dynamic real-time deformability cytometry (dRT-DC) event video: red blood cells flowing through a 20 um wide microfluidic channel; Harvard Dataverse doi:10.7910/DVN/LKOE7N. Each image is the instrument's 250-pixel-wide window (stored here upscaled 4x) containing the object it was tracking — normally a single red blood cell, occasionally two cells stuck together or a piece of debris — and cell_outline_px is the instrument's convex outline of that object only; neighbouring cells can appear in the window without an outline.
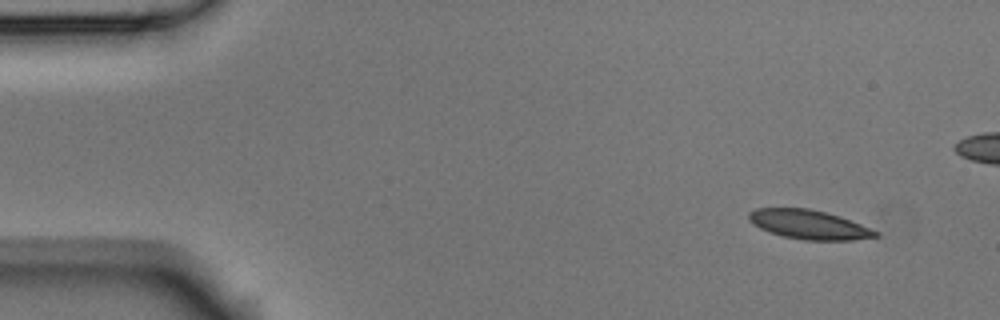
{"species": "Egyptian fruit bat (a non-hibernating species)", "species_latin": "Rousettus aegyptiacus", "temperature_condition": "room temperature", "stored_images_in_passage": 4, "camera_frame_rate_fps": 3000, "um_per_image_px": 0.085, "animal": {"sex": "male"}, "frame": {"image": 1, "passage_image": 1, "time_ms": 0.0, "image_size_px": [1000, 320], "cell_outline_px": [[880, 236], [852, 240], [804, 240], [780, 236], [768, 232], [752, 224], [748, 220], [748, 212], [756, 208], [808, 208], [828, 212], [840, 216], [880, 232]], "centroid_in_image_um": [68.73, 19.09], "position_along_channel_um": 16.3, "area_um2": 21.79}}